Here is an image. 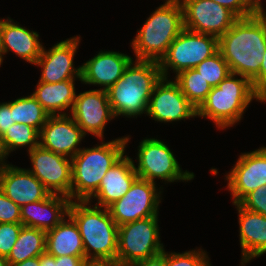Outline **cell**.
I'll list each match as a JSON object with an SVG mask.
<instances>
[{"label":"cell","instance_id":"26","mask_svg":"<svg viewBox=\"0 0 266 266\" xmlns=\"http://www.w3.org/2000/svg\"><path fill=\"white\" fill-rule=\"evenodd\" d=\"M46 252V232L37 228L22 226L17 241L9 256V264L23 262Z\"/></svg>","mask_w":266,"mask_h":266},{"label":"cell","instance_id":"16","mask_svg":"<svg viewBox=\"0 0 266 266\" xmlns=\"http://www.w3.org/2000/svg\"><path fill=\"white\" fill-rule=\"evenodd\" d=\"M80 36L62 40L48 51L43 47L38 60L33 64L42 68L39 82L58 83L66 80L81 81V66L74 67V56L77 52Z\"/></svg>","mask_w":266,"mask_h":266},{"label":"cell","instance_id":"35","mask_svg":"<svg viewBox=\"0 0 266 266\" xmlns=\"http://www.w3.org/2000/svg\"><path fill=\"white\" fill-rule=\"evenodd\" d=\"M232 11L238 18H247L254 13L246 3V0H212Z\"/></svg>","mask_w":266,"mask_h":266},{"label":"cell","instance_id":"36","mask_svg":"<svg viewBox=\"0 0 266 266\" xmlns=\"http://www.w3.org/2000/svg\"><path fill=\"white\" fill-rule=\"evenodd\" d=\"M13 101L0 103V137L13 125Z\"/></svg>","mask_w":266,"mask_h":266},{"label":"cell","instance_id":"29","mask_svg":"<svg viewBox=\"0 0 266 266\" xmlns=\"http://www.w3.org/2000/svg\"><path fill=\"white\" fill-rule=\"evenodd\" d=\"M49 116L32 94L13 101V120L15 123H24L40 132Z\"/></svg>","mask_w":266,"mask_h":266},{"label":"cell","instance_id":"8","mask_svg":"<svg viewBox=\"0 0 266 266\" xmlns=\"http://www.w3.org/2000/svg\"><path fill=\"white\" fill-rule=\"evenodd\" d=\"M137 152V167L134 169L139 178L156 183L155 179L173 183L191 181L193 172L183 171L173 152L163 141L155 138H145L139 142Z\"/></svg>","mask_w":266,"mask_h":266},{"label":"cell","instance_id":"48","mask_svg":"<svg viewBox=\"0 0 266 266\" xmlns=\"http://www.w3.org/2000/svg\"><path fill=\"white\" fill-rule=\"evenodd\" d=\"M262 15H263L264 18L266 19V12H265V11L262 13Z\"/></svg>","mask_w":266,"mask_h":266},{"label":"cell","instance_id":"11","mask_svg":"<svg viewBox=\"0 0 266 266\" xmlns=\"http://www.w3.org/2000/svg\"><path fill=\"white\" fill-rule=\"evenodd\" d=\"M27 153L32 165V169L28 170L41 181L51 194L62 195L71 200V159L40 145Z\"/></svg>","mask_w":266,"mask_h":266},{"label":"cell","instance_id":"21","mask_svg":"<svg viewBox=\"0 0 266 266\" xmlns=\"http://www.w3.org/2000/svg\"><path fill=\"white\" fill-rule=\"evenodd\" d=\"M70 203L68 197L50 194L41 201L25 204L20 207L21 224L48 232L67 218Z\"/></svg>","mask_w":266,"mask_h":266},{"label":"cell","instance_id":"17","mask_svg":"<svg viewBox=\"0 0 266 266\" xmlns=\"http://www.w3.org/2000/svg\"><path fill=\"white\" fill-rule=\"evenodd\" d=\"M85 137L70 114L49 116L39 132V145L71 159L82 149L77 147Z\"/></svg>","mask_w":266,"mask_h":266},{"label":"cell","instance_id":"32","mask_svg":"<svg viewBox=\"0 0 266 266\" xmlns=\"http://www.w3.org/2000/svg\"><path fill=\"white\" fill-rule=\"evenodd\" d=\"M22 226L21 223H0V256H9Z\"/></svg>","mask_w":266,"mask_h":266},{"label":"cell","instance_id":"34","mask_svg":"<svg viewBox=\"0 0 266 266\" xmlns=\"http://www.w3.org/2000/svg\"><path fill=\"white\" fill-rule=\"evenodd\" d=\"M0 223H21L20 206L0 189Z\"/></svg>","mask_w":266,"mask_h":266},{"label":"cell","instance_id":"28","mask_svg":"<svg viewBox=\"0 0 266 266\" xmlns=\"http://www.w3.org/2000/svg\"><path fill=\"white\" fill-rule=\"evenodd\" d=\"M174 81L196 109L206 100L208 93L212 89L208 81L195 68L179 72L175 76Z\"/></svg>","mask_w":266,"mask_h":266},{"label":"cell","instance_id":"42","mask_svg":"<svg viewBox=\"0 0 266 266\" xmlns=\"http://www.w3.org/2000/svg\"><path fill=\"white\" fill-rule=\"evenodd\" d=\"M10 266H40V256L35 258H29L23 262H19L16 264H10Z\"/></svg>","mask_w":266,"mask_h":266},{"label":"cell","instance_id":"43","mask_svg":"<svg viewBox=\"0 0 266 266\" xmlns=\"http://www.w3.org/2000/svg\"><path fill=\"white\" fill-rule=\"evenodd\" d=\"M0 58L3 59L2 18L0 19Z\"/></svg>","mask_w":266,"mask_h":266},{"label":"cell","instance_id":"49","mask_svg":"<svg viewBox=\"0 0 266 266\" xmlns=\"http://www.w3.org/2000/svg\"><path fill=\"white\" fill-rule=\"evenodd\" d=\"M2 62H3V60L0 58V67H1V65H2Z\"/></svg>","mask_w":266,"mask_h":266},{"label":"cell","instance_id":"13","mask_svg":"<svg viewBox=\"0 0 266 266\" xmlns=\"http://www.w3.org/2000/svg\"><path fill=\"white\" fill-rule=\"evenodd\" d=\"M169 78H161L149 99L147 116L161 123L197 117V109L181 92L179 85Z\"/></svg>","mask_w":266,"mask_h":266},{"label":"cell","instance_id":"38","mask_svg":"<svg viewBox=\"0 0 266 266\" xmlns=\"http://www.w3.org/2000/svg\"><path fill=\"white\" fill-rule=\"evenodd\" d=\"M57 266H86L88 262L85 257L78 256H60L55 257Z\"/></svg>","mask_w":266,"mask_h":266},{"label":"cell","instance_id":"23","mask_svg":"<svg viewBox=\"0 0 266 266\" xmlns=\"http://www.w3.org/2000/svg\"><path fill=\"white\" fill-rule=\"evenodd\" d=\"M3 57L8 52L34 64L40 57L43 45L39 40V33L31 31L13 19H2Z\"/></svg>","mask_w":266,"mask_h":266},{"label":"cell","instance_id":"14","mask_svg":"<svg viewBox=\"0 0 266 266\" xmlns=\"http://www.w3.org/2000/svg\"><path fill=\"white\" fill-rule=\"evenodd\" d=\"M225 177L233 204L239 203L251 191L266 185V147L240 154Z\"/></svg>","mask_w":266,"mask_h":266},{"label":"cell","instance_id":"40","mask_svg":"<svg viewBox=\"0 0 266 266\" xmlns=\"http://www.w3.org/2000/svg\"><path fill=\"white\" fill-rule=\"evenodd\" d=\"M40 266H57L55 257L47 252L40 255Z\"/></svg>","mask_w":266,"mask_h":266},{"label":"cell","instance_id":"31","mask_svg":"<svg viewBox=\"0 0 266 266\" xmlns=\"http://www.w3.org/2000/svg\"><path fill=\"white\" fill-rule=\"evenodd\" d=\"M165 266H211L207 252L202 248L183 253L166 252Z\"/></svg>","mask_w":266,"mask_h":266},{"label":"cell","instance_id":"9","mask_svg":"<svg viewBox=\"0 0 266 266\" xmlns=\"http://www.w3.org/2000/svg\"><path fill=\"white\" fill-rule=\"evenodd\" d=\"M217 51V37L184 29L170 44L166 55L159 62L162 77H169V69L173 70L175 75L186 69H194Z\"/></svg>","mask_w":266,"mask_h":266},{"label":"cell","instance_id":"25","mask_svg":"<svg viewBox=\"0 0 266 266\" xmlns=\"http://www.w3.org/2000/svg\"><path fill=\"white\" fill-rule=\"evenodd\" d=\"M58 225L46 232V252L54 257H85L83 240L77 224L68 215Z\"/></svg>","mask_w":266,"mask_h":266},{"label":"cell","instance_id":"20","mask_svg":"<svg viewBox=\"0 0 266 266\" xmlns=\"http://www.w3.org/2000/svg\"><path fill=\"white\" fill-rule=\"evenodd\" d=\"M137 177L138 175L134 169V160L124 154L109 168L97 191L87 201L91 202V199L94 198L97 201L94 205L108 208L125 196Z\"/></svg>","mask_w":266,"mask_h":266},{"label":"cell","instance_id":"27","mask_svg":"<svg viewBox=\"0 0 266 266\" xmlns=\"http://www.w3.org/2000/svg\"><path fill=\"white\" fill-rule=\"evenodd\" d=\"M39 145V132L24 123H14L0 137V147L4 157L7 159L9 154L16 149L28 147L27 152Z\"/></svg>","mask_w":266,"mask_h":266},{"label":"cell","instance_id":"6","mask_svg":"<svg viewBox=\"0 0 266 266\" xmlns=\"http://www.w3.org/2000/svg\"><path fill=\"white\" fill-rule=\"evenodd\" d=\"M184 29L182 5L164 2L146 19L132 39L135 59L160 62L170 44Z\"/></svg>","mask_w":266,"mask_h":266},{"label":"cell","instance_id":"44","mask_svg":"<svg viewBox=\"0 0 266 266\" xmlns=\"http://www.w3.org/2000/svg\"><path fill=\"white\" fill-rule=\"evenodd\" d=\"M86 266H116L110 263H88Z\"/></svg>","mask_w":266,"mask_h":266},{"label":"cell","instance_id":"30","mask_svg":"<svg viewBox=\"0 0 266 266\" xmlns=\"http://www.w3.org/2000/svg\"><path fill=\"white\" fill-rule=\"evenodd\" d=\"M195 69L212 87L218 86L231 73L228 63L219 50L203 60Z\"/></svg>","mask_w":266,"mask_h":266},{"label":"cell","instance_id":"19","mask_svg":"<svg viewBox=\"0 0 266 266\" xmlns=\"http://www.w3.org/2000/svg\"><path fill=\"white\" fill-rule=\"evenodd\" d=\"M133 58L116 51H99L81 65V83L103 86L107 91L115 84Z\"/></svg>","mask_w":266,"mask_h":266},{"label":"cell","instance_id":"33","mask_svg":"<svg viewBox=\"0 0 266 266\" xmlns=\"http://www.w3.org/2000/svg\"><path fill=\"white\" fill-rule=\"evenodd\" d=\"M239 204L249 211L266 216V185L251 191Z\"/></svg>","mask_w":266,"mask_h":266},{"label":"cell","instance_id":"10","mask_svg":"<svg viewBox=\"0 0 266 266\" xmlns=\"http://www.w3.org/2000/svg\"><path fill=\"white\" fill-rule=\"evenodd\" d=\"M161 190L163 187L158 189L156 183L137 177L125 196L108 207L112 219L120 226L139 219L157 216L162 200L163 191Z\"/></svg>","mask_w":266,"mask_h":266},{"label":"cell","instance_id":"5","mask_svg":"<svg viewBox=\"0 0 266 266\" xmlns=\"http://www.w3.org/2000/svg\"><path fill=\"white\" fill-rule=\"evenodd\" d=\"M129 135L100 145L82 148L72 161L71 201H87L98 189L101 180L125 153Z\"/></svg>","mask_w":266,"mask_h":266},{"label":"cell","instance_id":"18","mask_svg":"<svg viewBox=\"0 0 266 266\" xmlns=\"http://www.w3.org/2000/svg\"><path fill=\"white\" fill-rule=\"evenodd\" d=\"M0 189L20 207L41 201L51 194L28 168L8 163L0 167Z\"/></svg>","mask_w":266,"mask_h":266},{"label":"cell","instance_id":"2","mask_svg":"<svg viewBox=\"0 0 266 266\" xmlns=\"http://www.w3.org/2000/svg\"><path fill=\"white\" fill-rule=\"evenodd\" d=\"M68 215L77 224L88 263H110L117 266L118 225L108 208L89 201H71Z\"/></svg>","mask_w":266,"mask_h":266},{"label":"cell","instance_id":"22","mask_svg":"<svg viewBox=\"0 0 266 266\" xmlns=\"http://www.w3.org/2000/svg\"><path fill=\"white\" fill-rule=\"evenodd\" d=\"M238 211L241 266L266 254V216L249 211L239 203L233 204Z\"/></svg>","mask_w":266,"mask_h":266},{"label":"cell","instance_id":"46","mask_svg":"<svg viewBox=\"0 0 266 266\" xmlns=\"http://www.w3.org/2000/svg\"><path fill=\"white\" fill-rule=\"evenodd\" d=\"M7 161H6V158L4 157V155H3V152H2V149H1V147H0V167L4 164V163H6Z\"/></svg>","mask_w":266,"mask_h":266},{"label":"cell","instance_id":"37","mask_svg":"<svg viewBox=\"0 0 266 266\" xmlns=\"http://www.w3.org/2000/svg\"><path fill=\"white\" fill-rule=\"evenodd\" d=\"M253 87L263 96L266 100V48L260 65L259 73L251 80Z\"/></svg>","mask_w":266,"mask_h":266},{"label":"cell","instance_id":"15","mask_svg":"<svg viewBox=\"0 0 266 266\" xmlns=\"http://www.w3.org/2000/svg\"><path fill=\"white\" fill-rule=\"evenodd\" d=\"M70 114L85 135L89 133L101 140L104 138L107 122L115 118L108 94L102 89L76 94Z\"/></svg>","mask_w":266,"mask_h":266},{"label":"cell","instance_id":"3","mask_svg":"<svg viewBox=\"0 0 266 266\" xmlns=\"http://www.w3.org/2000/svg\"><path fill=\"white\" fill-rule=\"evenodd\" d=\"M161 78L159 62L132 59L122 77L106 91L115 118L146 114L153 89Z\"/></svg>","mask_w":266,"mask_h":266},{"label":"cell","instance_id":"41","mask_svg":"<svg viewBox=\"0 0 266 266\" xmlns=\"http://www.w3.org/2000/svg\"><path fill=\"white\" fill-rule=\"evenodd\" d=\"M246 3L254 14H262L265 11L261 0H246Z\"/></svg>","mask_w":266,"mask_h":266},{"label":"cell","instance_id":"12","mask_svg":"<svg viewBox=\"0 0 266 266\" xmlns=\"http://www.w3.org/2000/svg\"><path fill=\"white\" fill-rule=\"evenodd\" d=\"M184 28L218 39L239 19L232 11L212 0H183Z\"/></svg>","mask_w":266,"mask_h":266},{"label":"cell","instance_id":"47","mask_svg":"<svg viewBox=\"0 0 266 266\" xmlns=\"http://www.w3.org/2000/svg\"><path fill=\"white\" fill-rule=\"evenodd\" d=\"M183 0H166L165 3H179L181 4Z\"/></svg>","mask_w":266,"mask_h":266},{"label":"cell","instance_id":"4","mask_svg":"<svg viewBox=\"0 0 266 266\" xmlns=\"http://www.w3.org/2000/svg\"><path fill=\"white\" fill-rule=\"evenodd\" d=\"M237 76L230 73L218 86L212 87L206 100L197 109V117L207 118L223 130L240 122L253 99L266 102L250 79L241 75L238 79Z\"/></svg>","mask_w":266,"mask_h":266},{"label":"cell","instance_id":"7","mask_svg":"<svg viewBox=\"0 0 266 266\" xmlns=\"http://www.w3.org/2000/svg\"><path fill=\"white\" fill-rule=\"evenodd\" d=\"M158 215L118 226L117 266H132L165 250Z\"/></svg>","mask_w":266,"mask_h":266},{"label":"cell","instance_id":"1","mask_svg":"<svg viewBox=\"0 0 266 266\" xmlns=\"http://www.w3.org/2000/svg\"><path fill=\"white\" fill-rule=\"evenodd\" d=\"M266 48V19L262 14L239 18L218 39V50L231 73L252 80L260 71Z\"/></svg>","mask_w":266,"mask_h":266},{"label":"cell","instance_id":"45","mask_svg":"<svg viewBox=\"0 0 266 266\" xmlns=\"http://www.w3.org/2000/svg\"><path fill=\"white\" fill-rule=\"evenodd\" d=\"M0 266H10L9 261L5 257L0 256Z\"/></svg>","mask_w":266,"mask_h":266},{"label":"cell","instance_id":"24","mask_svg":"<svg viewBox=\"0 0 266 266\" xmlns=\"http://www.w3.org/2000/svg\"><path fill=\"white\" fill-rule=\"evenodd\" d=\"M75 90V80H66L58 83L38 81L32 95L50 116L68 115L67 109H70L71 113L75 102L77 94Z\"/></svg>","mask_w":266,"mask_h":266},{"label":"cell","instance_id":"39","mask_svg":"<svg viewBox=\"0 0 266 266\" xmlns=\"http://www.w3.org/2000/svg\"><path fill=\"white\" fill-rule=\"evenodd\" d=\"M132 266H165V250L158 255L146 258Z\"/></svg>","mask_w":266,"mask_h":266}]
</instances>
